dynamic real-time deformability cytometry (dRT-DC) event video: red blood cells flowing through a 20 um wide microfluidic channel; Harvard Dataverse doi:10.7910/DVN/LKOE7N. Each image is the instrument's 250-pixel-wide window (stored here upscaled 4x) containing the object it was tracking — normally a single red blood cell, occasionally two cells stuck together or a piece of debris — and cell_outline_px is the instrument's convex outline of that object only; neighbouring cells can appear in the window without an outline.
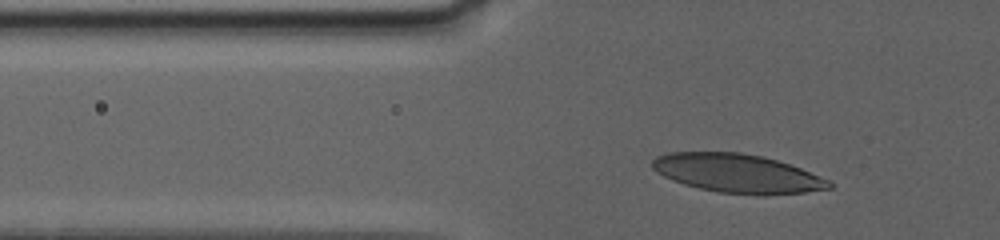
{"species": "human", "species_latin": "Homo sapiens", "temperature_condition": "warm", "stored_images_in_passage": 44, "camera_frame_rate_fps": 3000, "um_per_image_px": 0.085, "donor": {"sex": "female"}, "frame": {"image": 1, "passage_image": 22, "time_ms": 2.667, "image_size_px": [1000, 240], "cell_outline_px": [[832, 188], [804, 192], [720, 192], [700, 188], [684, 184], [672, 180], [656, 172], [652, 168], [652, 160], [656, 156], [668, 152], [740, 152], [764, 156], [800, 168], [832, 180]], "centroid_in_image_um": [62.63, 14.68], "position_along_channel_um": 63.2, "area_um2": 38.9}}
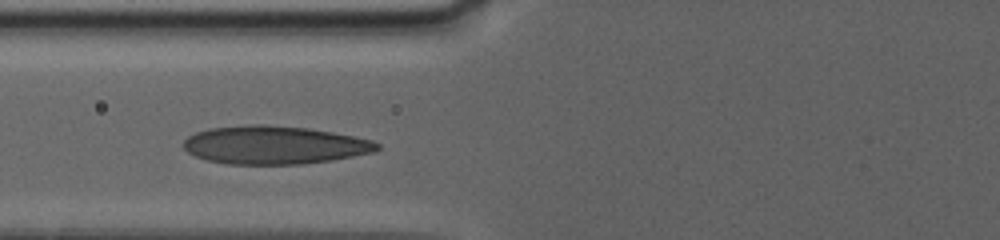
{"frame": {"image": 2, "passage_image": 39, "time_ms": 4.667, "image_size_px": [1000, 240], "cell_outline_px": [[380, 148], [372, 152], [332, 160], [304, 164], [228, 164], [208, 160], [196, 156], [188, 152], [184, 148], [184, 140], [188, 136], [196, 132], [208, 128], [248, 124], [268, 124], [308, 128], [332, 132], [372, 140], [380, 144]], "centroid_in_image_um": [23.3, 12.32], "position_along_channel_um": 102.5, "area_um2": 43.12}}